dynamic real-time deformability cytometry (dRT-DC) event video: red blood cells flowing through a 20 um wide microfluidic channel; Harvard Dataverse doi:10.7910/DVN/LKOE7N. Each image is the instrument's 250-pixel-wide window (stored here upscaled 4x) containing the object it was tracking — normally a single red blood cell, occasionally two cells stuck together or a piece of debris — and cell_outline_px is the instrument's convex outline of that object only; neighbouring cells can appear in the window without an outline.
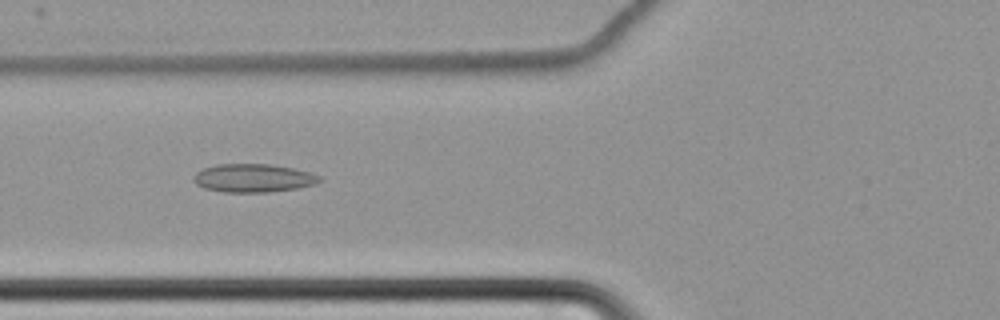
{"species": "common noctule bat (a hibernating species)", "species_latin": "Nyctalus noctula", "temperature_condition": "cold", "stored_images_in_passage": 63, "camera_frame_rate_fps": 3000, "um_per_image_px": 0.085, "animal": {"sex": "female", "body_mass_g": 22.7, "forearm_length_mm": 54.2}, "frame": {"image": 1, "passage_image": 27, "time_ms": 8.667, "image_size_px": [1000, 320], "cell_outline_px": [[320, 180], [316, 184], [300, 188], [268, 192], [224, 192], [204, 188], [196, 184], [192, 180], [192, 176], [196, 172], [204, 168], [216, 164], [272, 164], [312, 172], [320, 176]], "centroid_in_image_um": [21.53, 15.13], "position_along_channel_um": 104.3, "area_um2": 20.98}}
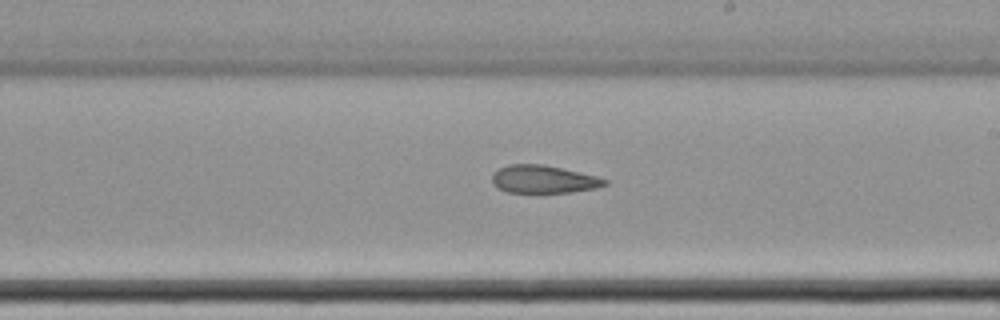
{"frame": {"image": 2, "passage_image": 39, "time_ms": 12.667, "image_size_px": [1000, 320], "cell_outline_px": [[608, 184], [596, 188], [572, 192], [508, 192], [496, 188], [492, 184], [492, 172], [508, 164], [544, 164], [596, 176], [608, 180]], "centroid_in_image_um": [46.17, 15.23], "position_along_channel_um": 242.8, "area_um2": 18.32}}
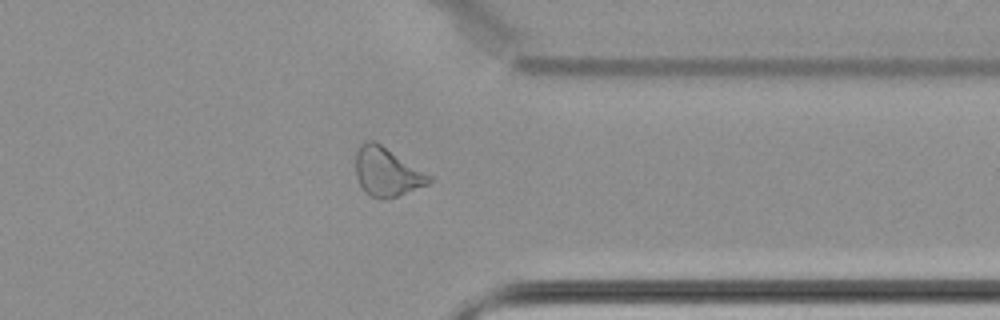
{"frame": {"image": 3, "passage_image": 51, "time_ms": 16.667, "image_size_px": [1000, 320], "cell_outline_px": [[432, 180], [428, 184], [396, 196], [380, 200], [368, 196], [364, 192], [356, 176], [356, 152], [360, 144], [368, 140], [376, 140], [432, 176]], "centroid_in_image_um": [32.86, 14.6], "position_along_channel_um": 378.5, "area_um2": 20.98}, "authors_computed_cell_mechanics": {"area_um2": 22.3686, "velocity_mm_per_s": 3.4626, "shape_relaxation_time_tau1_ms": null, "shape_relaxation_time_tau2_ms": 3.7838, "deformation_change_tau1": null, "deformation_change_tau2": 0.1028}}